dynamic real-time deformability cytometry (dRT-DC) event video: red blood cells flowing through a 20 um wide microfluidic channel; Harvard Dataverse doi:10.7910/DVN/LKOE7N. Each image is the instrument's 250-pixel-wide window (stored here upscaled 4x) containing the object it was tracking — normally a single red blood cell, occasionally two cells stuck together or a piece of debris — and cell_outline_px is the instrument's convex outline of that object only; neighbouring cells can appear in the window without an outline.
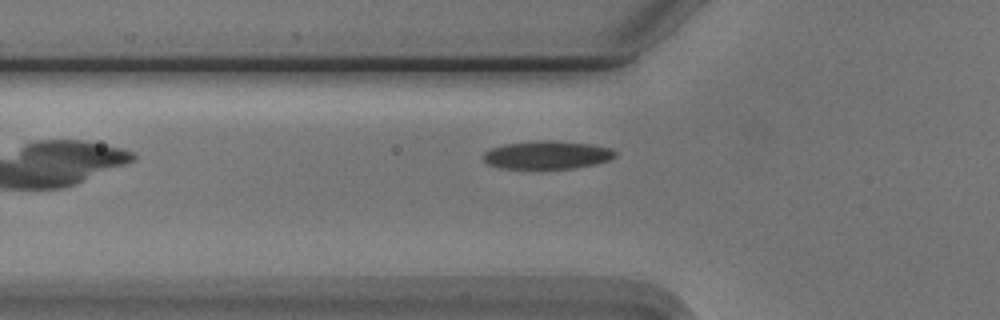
{"species": "Egyptian fruit bat (a non-hibernating species)", "species_latin": "Rousettus aegyptiacus", "temperature_condition": "cold", "stored_images_in_passage": 23, "camera_frame_rate_fps": 3000, "um_per_image_px": 0.085, "animal": {"sex": "male"}, "frame": {"image": 1, "passage_image": 2, "time_ms": 0.333, "image_size_px": [1000, 320], "cell_outline_px": [[616, 156], [608, 160], [592, 164], [572, 168], [500, 168], [488, 164], [484, 160], [484, 152], [492, 148], [504, 144], [536, 140], [552, 140], [592, 144], [612, 148], [616, 152]], "centroid_in_image_um": [46.51, 13.15], "position_along_channel_um": 79.3, "area_um2": 21.5}}
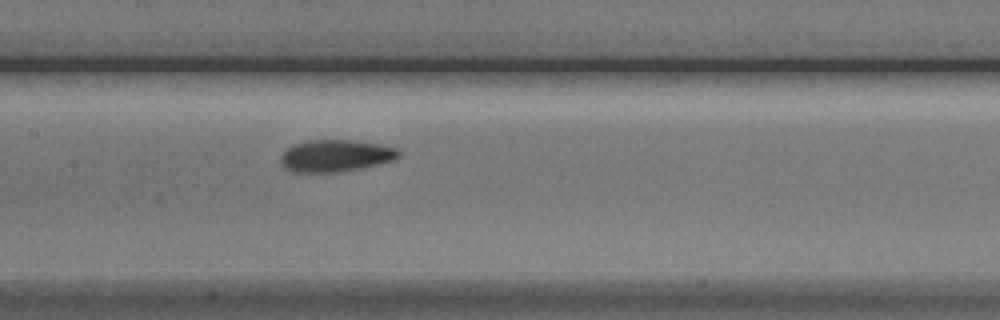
{"frame": {"image": 2, "passage_image": 10, "time_ms": 3.0, "image_size_px": [1000, 320], "cell_outline_px": [[400, 156], [392, 160], [360, 168], [336, 172], [292, 172], [280, 160], [280, 156], [292, 144], [308, 140], [348, 140], [380, 144], [396, 148], [400, 152]], "centroid_in_image_um": [28.51, 13.23], "position_along_channel_um": 178.9, "area_um2": 21.68}}
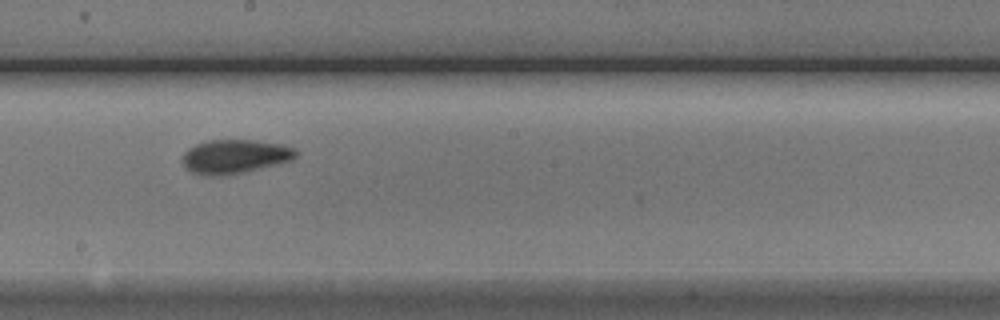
{"frame": {"image": 3, "passage_image": 14, "time_ms": 4.333, "image_size_px": [1000, 320], "cell_outline_px": [[296, 156], [292, 160], [244, 172], [220, 176], [204, 176], [192, 172], [184, 168], [180, 160], [184, 152], [188, 148], [196, 144], [208, 140], [256, 140], [284, 144], [296, 148]], "centroid_in_image_um": [19.92, 13.3], "position_along_channel_um": 228.3, "area_um2": 22.77}}